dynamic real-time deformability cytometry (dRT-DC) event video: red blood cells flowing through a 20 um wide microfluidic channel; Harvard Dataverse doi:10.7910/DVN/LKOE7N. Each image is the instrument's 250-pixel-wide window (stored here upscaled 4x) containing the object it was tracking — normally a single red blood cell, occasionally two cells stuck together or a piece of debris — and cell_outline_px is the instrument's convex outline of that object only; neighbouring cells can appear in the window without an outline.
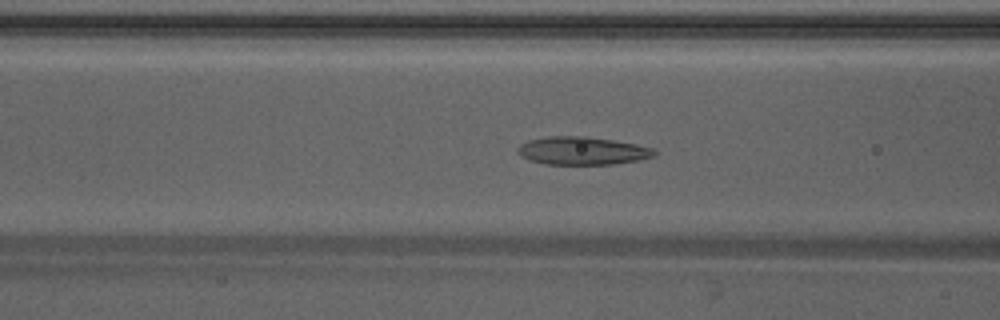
{"species": "Egyptian fruit bat (a non-hibernating species)", "species_latin": "Rousettus aegyptiacus", "temperature_condition": "warm", "stored_images_in_passage": 50, "camera_frame_rate_fps": 3000, "um_per_image_px": 0.085, "animal": {"sex": "male"}, "frame": {"image": 1, "passage_image": 20, "time_ms": 6.333, "image_size_px": [1000, 320], "cell_outline_px": [[656, 156], [640, 160], [612, 164], [544, 164], [528, 160], [520, 156], [516, 152], [516, 148], [520, 144], [528, 140], [548, 136], [584, 136], [612, 140], [636, 144], [652, 148], [656, 152]], "centroid_in_image_um": [49.45, 12.82], "position_along_channel_um": 117.1, "area_um2": 22.43}}
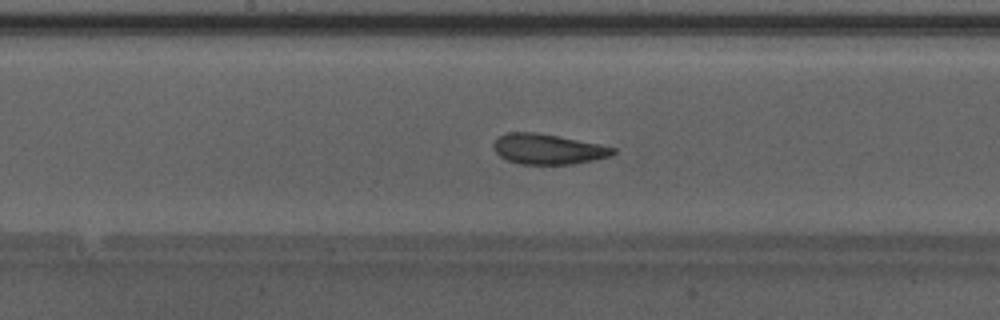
{"frame": {"image": 2, "passage_image": 26, "time_ms": 8.333, "image_size_px": [1000, 320], "cell_outline_px": [[616, 152], [612, 156], [572, 164], [520, 164], [508, 160], [500, 156], [496, 152], [492, 144], [500, 136], [508, 132], [536, 132], [600, 144], [616, 148]], "centroid_in_image_um": [46.59, 12.67], "position_along_channel_um": 201.6, "area_um2": 20.98}}
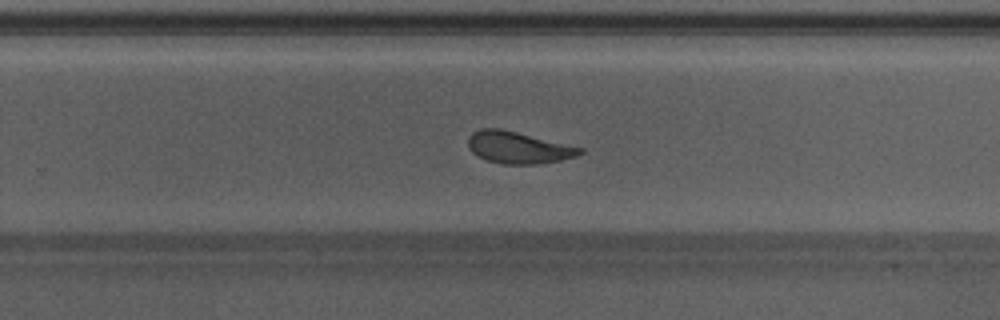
{"frame": {"image": 3, "passage_image": 32, "time_ms": 10.333, "image_size_px": [1000, 320], "cell_outline_px": [[584, 152], [576, 156], [560, 160], [540, 164], [504, 164], [488, 160], [472, 152], [468, 148], [468, 136], [472, 132], [480, 128], [500, 128], [584, 148]], "centroid_in_image_um": [44.05, 12.53], "position_along_channel_um": 285.8, "area_um2": 20.69}}